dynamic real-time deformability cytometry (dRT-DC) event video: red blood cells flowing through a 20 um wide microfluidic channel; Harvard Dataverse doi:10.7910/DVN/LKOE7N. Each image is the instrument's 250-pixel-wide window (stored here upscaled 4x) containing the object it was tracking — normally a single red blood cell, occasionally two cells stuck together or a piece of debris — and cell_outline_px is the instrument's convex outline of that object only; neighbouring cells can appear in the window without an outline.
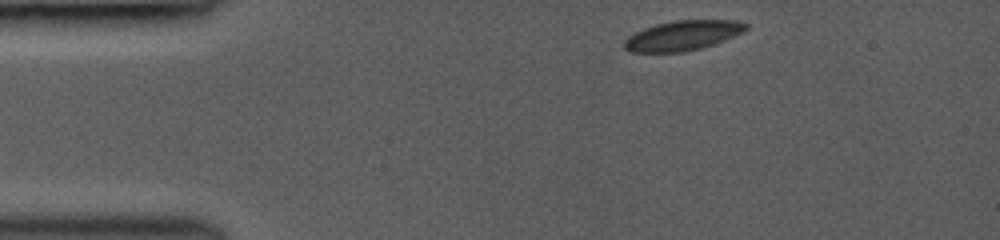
{"species": "common noctule bat (a hibernating species)", "species_latin": "Nyctalus noctula", "temperature_condition": "room temperature", "stored_images_in_passage": 11, "camera_frame_rate_fps": 3000, "um_per_image_px": 0.085, "animal": {"sex": "female", "body_mass_g": 19.0, "forearm_length_mm": 53.3}, "frame": {"image": 1, "passage_image": 1, "time_ms": 0.0, "image_size_px": [1000, 240], "cell_outline_px": [[748, 28], [744, 32], [724, 40], [700, 48], [684, 52], [628, 52], [624, 48], [624, 40], [628, 36], [644, 28], [656, 24], [676, 20], [736, 20], [748, 24]], "centroid_in_image_um": [58.03, 3.02], "position_along_channel_um": 27.0, "area_um2": 21.15}}
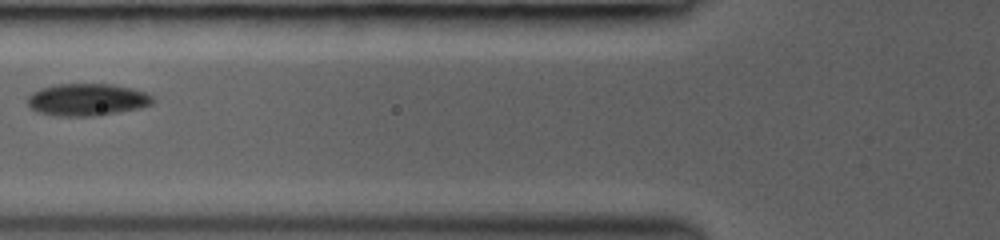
{"frame": {"image": 2, "passage_image": 7, "time_ms": 3.667, "image_size_px": [1000, 240], "cell_outline_px": [[156, 100], [152, 104], [140, 108], [100, 116], [56, 116], [36, 112], [28, 104], [28, 96], [32, 92], [40, 88], [56, 84], [112, 84], [132, 88], [144, 92], [152, 96]], "centroid_in_image_um": [7.41, 8.48], "position_along_channel_um": 118.4, "area_um2": 23.76}}
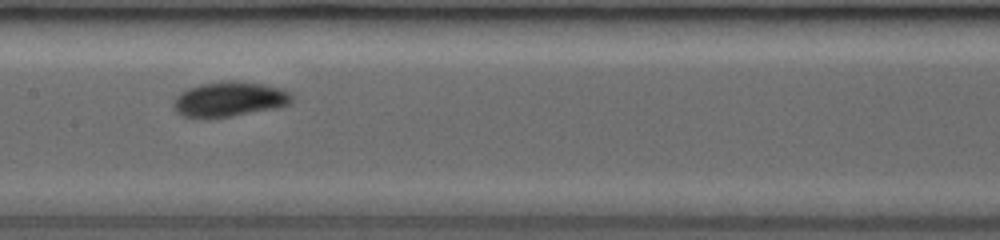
{"frame": {"image": 3, "passage_image": 10, "time_ms": 5.333, "image_size_px": [1000, 240], "cell_outline_px": [[292, 100], [288, 104], [280, 108], [228, 116], [180, 116], [172, 108], [172, 104], [176, 96], [180, 92], [188, 88], [200, 84], [228, 80], [236, 80], [264, 84], [280, 88], [292, 92]], "centroid_in_image_um": [19.51, 8.4], "position_along_channel_um": 187.9, "area_um2": 24.04}}